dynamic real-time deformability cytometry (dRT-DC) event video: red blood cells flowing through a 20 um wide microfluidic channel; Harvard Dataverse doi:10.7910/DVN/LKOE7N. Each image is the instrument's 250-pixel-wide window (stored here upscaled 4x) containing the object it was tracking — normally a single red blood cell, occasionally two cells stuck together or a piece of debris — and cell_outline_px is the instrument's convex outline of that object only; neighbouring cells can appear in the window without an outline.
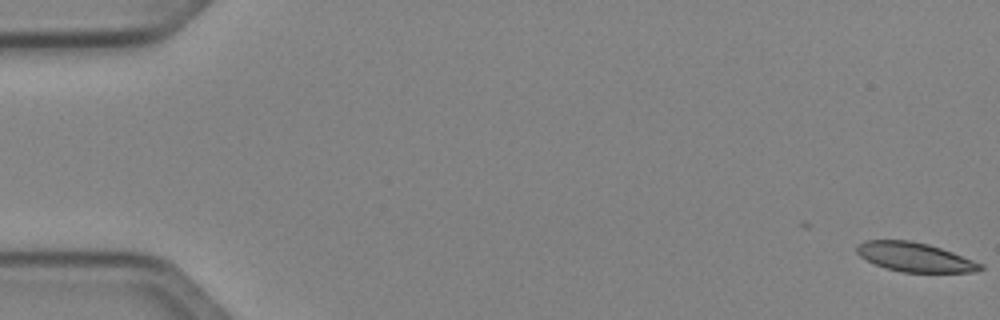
{"species": "Egyptian fruit bat (a non-hibernating species)", "species_latin": "Rousettus aegyptiacus", "temperature_condition": "cold", "stored_images_in_passage": 41, "camera_frame_rate_fps": 3000, "um_per_image_px": 0.085, "animal": {"sex": "female"}, "frame": {"image": 1, "passage_image": 1, "time_ms": 0.0, "image_size_px": [1000, 320], "cell_outline_px": [[984, 268], [976, 272], [904, 272], [888, 268], [876, 264], [860, 256], [856, 252], [856, 248], [864, 240], [912, 240], [928, 244], [952, 252], [984, 264]], "centroid_in_image_um": [77.79, 21.85], "position_along_channel_um": 7.2, "area_um2": 20.81}}
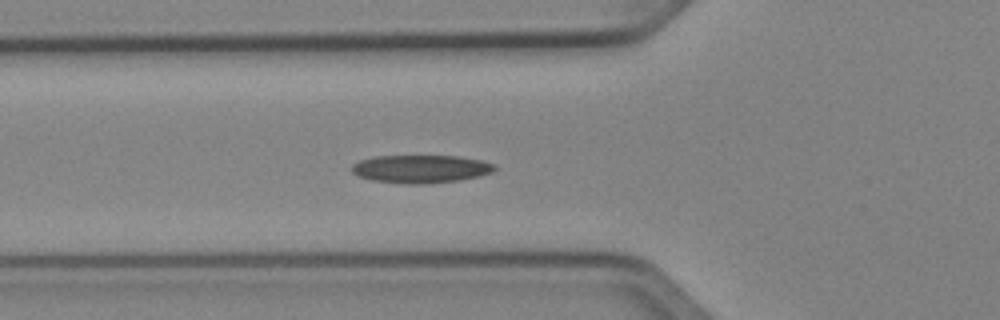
{"frame": {"image": 2, "passage_image": 19, "time_ms": 6.0, "image_size_px": [1000, 320], "cell_outline_px": [[496, 168], [492, 172], [480, 176], [460, 180], [424, 184], [404, 184], [372, 180], [360, 176], [352, 172], [352, 164], [360, 160], [376, 156], [460, 156], [480, 160], [496, 164]], "centroid_in_image_um": [35.79, 14.36], "position_along_channel_um": 90.0, "area_um2": 23.35}}
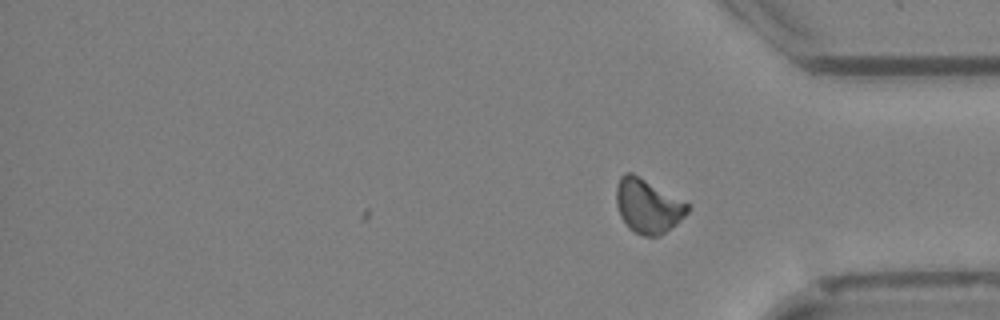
{"frame": {"image": 3, "passage_image": 41, "time_ms": 13.333, "image_size_px": [1000, 320], "cell_outline_px": [[688, 212], [676, 224], [660, 236], [644, 236], [628, 228], [620, 216], [616, 204], [616, 184], [620, 176], [624, 172], [632, 172], [688, 204]], "centroid_in_image_um": [55.02, 17.51], "position_along_channel_um": 380.2, "area_um2": 22.25}, "authors_computed_cell_mechanics": {"area_um2": 22.3686, "velocity_mm_per_s": 4.0337, "shape_relaxation_time_tau1_ms": 5.127, "shape_relaxation_time_tau2_ms": null, "deformation_change_tau1": 0.1491, "deformation_change_tau2": null}}